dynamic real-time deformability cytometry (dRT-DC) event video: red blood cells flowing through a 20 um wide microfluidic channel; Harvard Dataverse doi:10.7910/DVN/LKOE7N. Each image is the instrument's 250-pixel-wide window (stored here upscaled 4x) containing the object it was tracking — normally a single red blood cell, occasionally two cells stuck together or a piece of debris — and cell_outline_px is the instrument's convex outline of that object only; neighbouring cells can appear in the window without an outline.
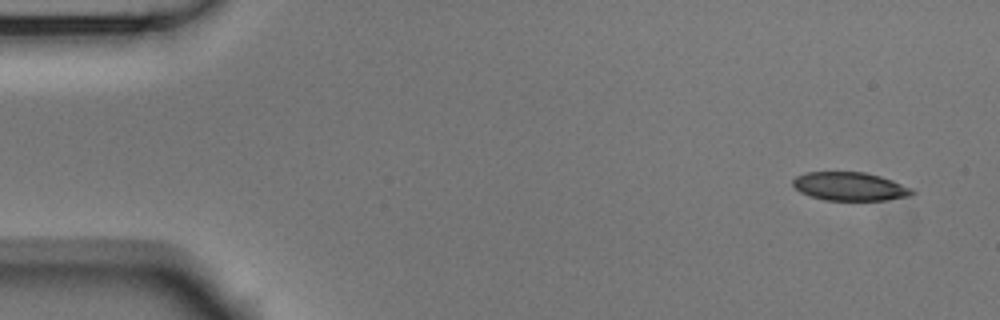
{"species": "Egyptian fruit bat (a non-hibernating species)", "species_latin": "Rousettus aegyptiacus", "temperature_condition": "room temperature", "stored_images_in_passage": 5, "camera_frame_rate_fps": 3000, "um_per_image_px": 0.085, "animal": {"sex": "male"}, "frame": {"image": 1, "passage_image": 1, "time_ms": 0.0, "image_size_px": [1000, 320], "cell_outline_px": [[916, 192], [912, 196], [884, 200], [824, 200], [800, 192], [792, 184], [792, 180], [796, 176], [808, 172], [864, 172], [880, 176], [892, 180], [912, 188]], "centroid_in_image_um": [72.26, 15.85], "position_along_channel_um": 12.7, "area_um2": 19.77}}
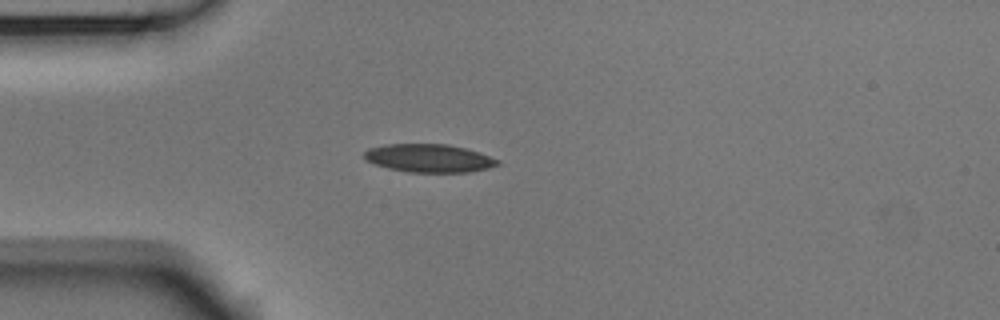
{"frame": {"image": 2, "passage_image": 4, "time_ms": 1.0, "image_size_px": [1000, 320], "cell_outline_px": [[500, 164], [488, 168], [468, 172], [408, 172], [388, 168], [364, 160], [364, 152], [368, 148], [384, 144], [448, 144], [480, 152], [500, 160]], "centroid_in_image_um": [36.46, 13.44], "position_along_channel_um": 48.5, "area_um2": 21.96}}